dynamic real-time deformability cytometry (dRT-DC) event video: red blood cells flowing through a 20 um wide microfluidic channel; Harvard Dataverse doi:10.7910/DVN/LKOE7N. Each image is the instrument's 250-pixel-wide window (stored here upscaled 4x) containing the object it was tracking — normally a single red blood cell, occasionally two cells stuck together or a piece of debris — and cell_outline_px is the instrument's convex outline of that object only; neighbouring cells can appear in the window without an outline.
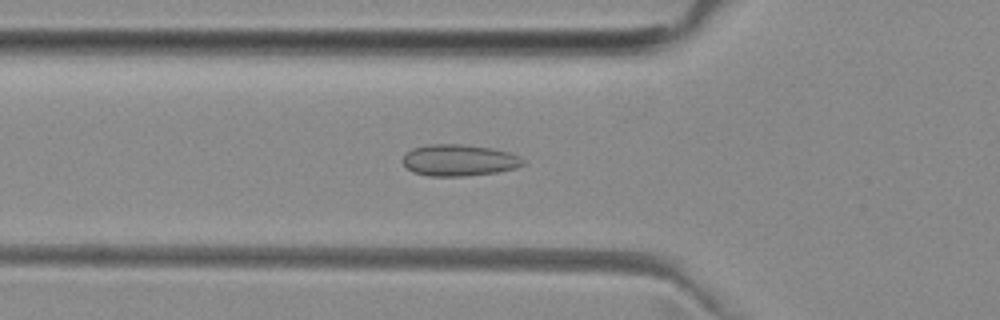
{"species": "common noctule bat (a hibernating species)", "species_latin": "Nyctalus noctula", "temperature_condition": "room temperature", "stored_images_in_passage": 36, "camera_frame_rate_fps": 3000, "um_per_image_px": 0.085, "animal": {"sex": "female", "body_mass_g": 29.2, "forearm_length_mm": 56.3}, "frame": {"image": 1, "passage_image": 2, "time_ms": 0.333, "image_size_px": [1000, 320], "cell_outline_px": [[528, 164], [516, 168], [496, 172], [464, 176], [428, 176], [412, 172], [400, 160], [412, 148], [428, 144], [460, 144], [492, 148], [512, 152], [520, 156]], "centroid_in_image_um": [39.05, 13.62], "position_along_channel_um": 86.7, "area_um2": 22.37}}
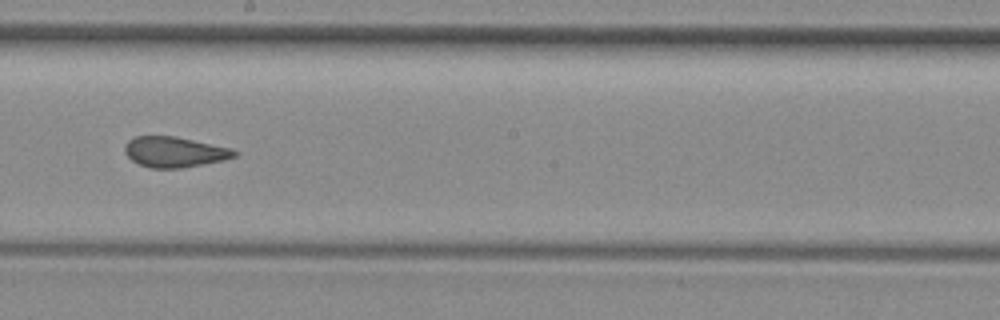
{"frame": {"image": 2, "passage_image": 13, "time_ms": 4.0, "image_size_px": [1000, 320], "cell_outline_px": [[240, 152], [236, 156], [224, 160], [204, 164], [180, 168], [148, 168], [132, 160], [124, 152], [124, 148], [128, 140], [136, 136], [176, 136], [232, 148]], "centroid_in_image_um": [14.86, 12.91], "position_along_channel_um": 233.3, "area_um2": 19.59}}
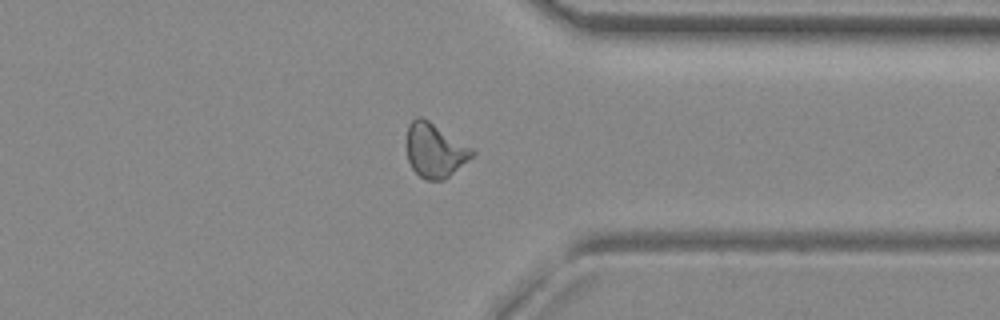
{"frame": {"image": 3, "passage_image": 24, "time_ms": 7.667, "image_size_px": [1000, 320], "cell_outline_px": [[476, 152], [472, 156], [444, 180], [428, 180], [420, 176], [412, 168], [408, 160], [404, 144], [408, 124], [416, 116], [420, 116], [428, 120], [472, 148]], "centroid_in_image_um": [36.9, 12.76], "position_along_channel_um": 374.5, "area_um2": 20.69}}